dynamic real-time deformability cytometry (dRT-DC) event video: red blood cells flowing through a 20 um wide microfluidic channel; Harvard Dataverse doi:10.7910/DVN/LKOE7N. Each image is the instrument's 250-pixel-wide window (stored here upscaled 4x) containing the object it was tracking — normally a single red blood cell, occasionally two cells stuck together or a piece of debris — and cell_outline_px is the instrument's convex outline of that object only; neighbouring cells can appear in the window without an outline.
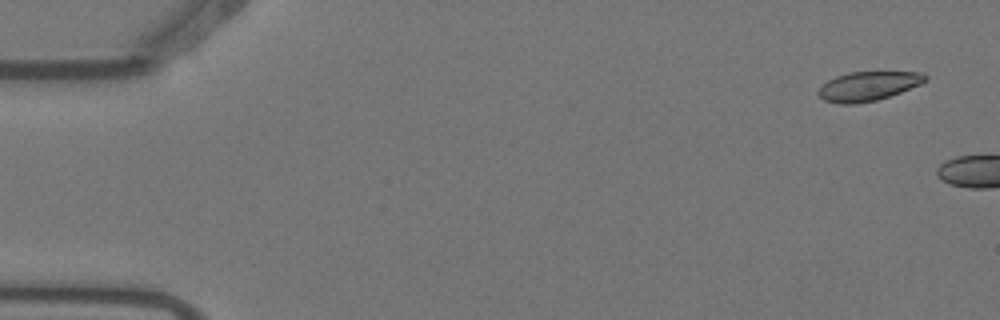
{"species": "Egyptian fruit bat (a non-hibernating species)", "species_latin": "Rousettus aegyptiacus", "temperature_condition": "warm", "stored_images_in_passage": 2, "camera_frame_rate_fps": 3000, "um_per_image_px": 0.085, "animal": {"sex": "female"}, "frame": {"image": 1, "passage_image": 1, "time_ms": 0.0, "image_size_px": [1000, 320], "cell_outline_px": [[928, 80], [920, 84], [900, 92], [876, 100], [856, 104], [840, 104], [824, 100], [816, 92], [828, 80], [836, 76], [848, 72], [924, 72], [928, 76]], "centroid_in_image_um": [73.8, 7.31], "position_along_channel_um": 11.2, "area_um2": 18.15}}